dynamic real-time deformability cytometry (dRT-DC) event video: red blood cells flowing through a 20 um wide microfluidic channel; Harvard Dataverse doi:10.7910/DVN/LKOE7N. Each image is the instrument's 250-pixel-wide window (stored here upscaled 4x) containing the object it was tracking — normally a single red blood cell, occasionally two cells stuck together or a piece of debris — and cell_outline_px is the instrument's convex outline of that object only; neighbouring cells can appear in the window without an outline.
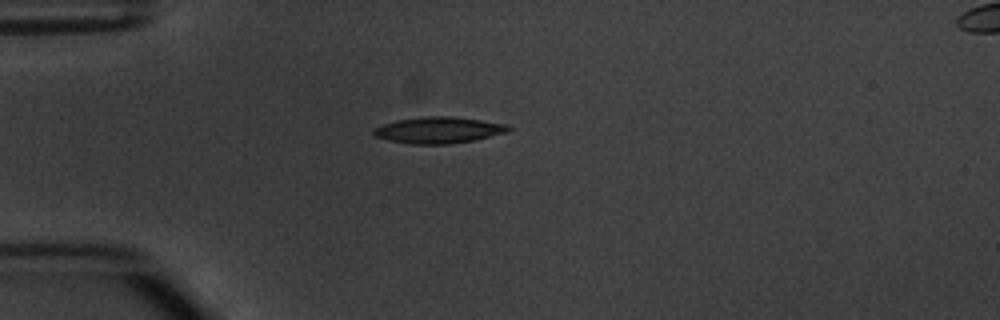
{"species": "common noctule bat (a hibernating species)", "species_latin": "Nyctalus noctula", "temperature_condition": "warm", "stored_images_in_passage": 2, "camera_frame_rate_fps": 3000, "um_per_image_px": 0.085, "animal": {"sex": "male", "body_mass_g": 20.1, "forearm_length_mm": 53.5}, "frame": {"image": 1, "passage_image": 1, "time_ms": 0.0, "image_size_px": [1000, 320], "cell_outline_px": [[512, 128], [508, 132], [472, 140], [448, 144], [412, 144], [388, 140], [376, 136], [372, 132], [372, 128], [396, 120], [424, 116], [452, 116], [508, 124]], "centroid_in_image_um": [37.27, 11.05], "position_along_channel_um": 47.7, "area_um2": 20.63}}